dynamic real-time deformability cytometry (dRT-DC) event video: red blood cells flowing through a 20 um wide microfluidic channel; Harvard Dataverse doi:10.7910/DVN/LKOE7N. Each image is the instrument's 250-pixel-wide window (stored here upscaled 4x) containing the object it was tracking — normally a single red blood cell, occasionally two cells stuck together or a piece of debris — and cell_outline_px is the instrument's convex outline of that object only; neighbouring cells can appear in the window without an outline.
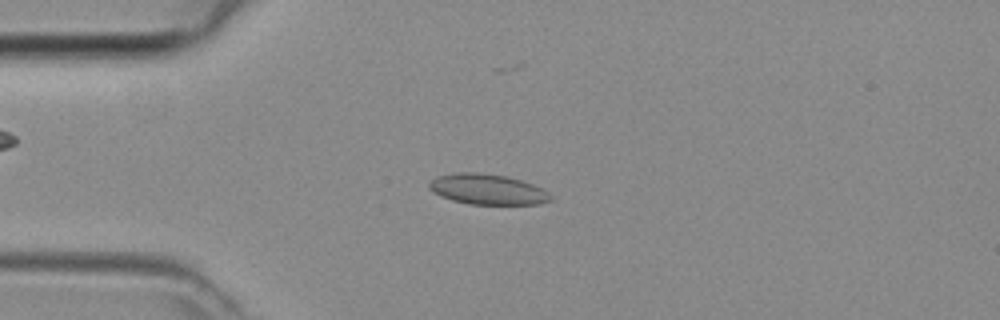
{"species": "common noctule bat (a hibernating species)", "species_latin": "Nyctalus noctula", "temperature_condition": "room temperature", "stored_images_in_passage": 45, "camera_frame_rate_fps": 3000, "um_per_image_px": 0.085, "animal": {"sex": "female", "body_mass_g": 29.2, "forearm_length_mm": 56.3}, "frame": {"image": 1, "passage_image": 11, "time_ms": 3.333, "image_size_px": [1000, 320], "cell_outline_px": [[552, 200], [540, 204], [468, 204], [452, 200], [440, 196], [428, 188], [428, 184], [436, 176], [456, 172], [476, 172], [504, 176], [520, 180], [544, 188], [552, 196]], "centroid_in_image_um": [41.43, 16.09], "position_along_channel_um": 43.6, "area_um2": 21.62}}
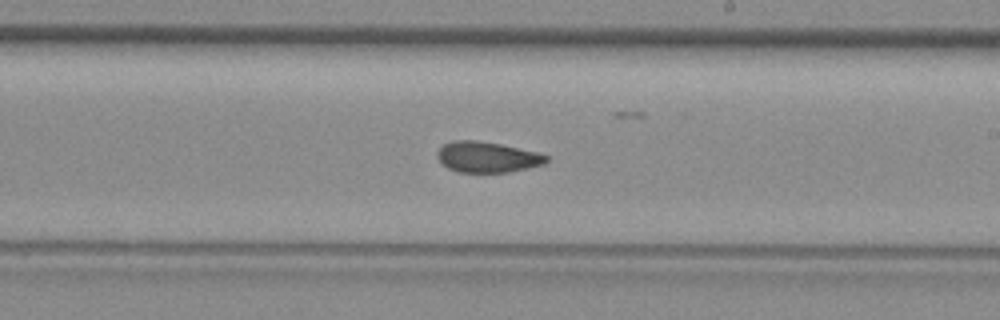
{"frame": {"image": 2, "passage_image": 26, "time_ms": 8.333, "image_size_px": [1000, 320], "cell_outline_px": [[548, 160], [544, 164], [528, 168], [508, 172], [456, 172], [448, 168], [436, 156], [436, 152], [444, 144], [452, 140], [476, 140], [500, 144], [536, 152], [548, 156]], "centroid_in_image_um": [41.39, 13.35], "position_along_channel_um": 247.6, "area_um2": 19.42}}
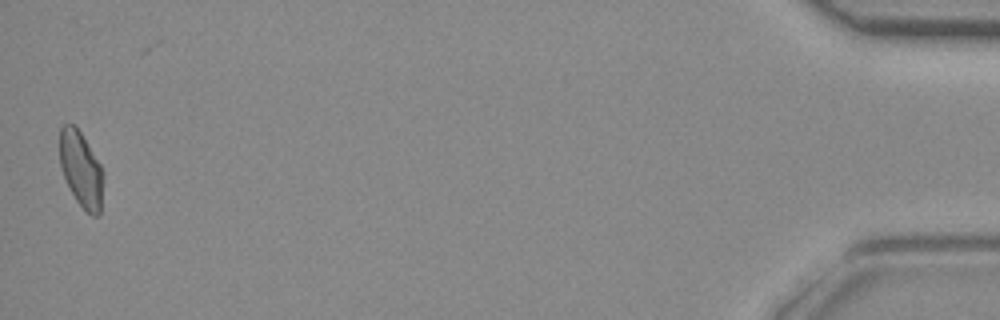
{"frame": {"image": 3, "passage_image": 45, "time_ms": 14.667, "image_size_px": [1000, 320], "cell_outline_px": [[104, 176], [100, 216], [92, 216], [76, 200], [64, 176], [60, 164], [60, 128], [64, 124], [72, 124], [80, 132], [100, 164], [104, 172]], "centroid_in_image_um": [6.92, 14.42], "position_along_channel_um": 428.3, "area_um2": 18.96}}